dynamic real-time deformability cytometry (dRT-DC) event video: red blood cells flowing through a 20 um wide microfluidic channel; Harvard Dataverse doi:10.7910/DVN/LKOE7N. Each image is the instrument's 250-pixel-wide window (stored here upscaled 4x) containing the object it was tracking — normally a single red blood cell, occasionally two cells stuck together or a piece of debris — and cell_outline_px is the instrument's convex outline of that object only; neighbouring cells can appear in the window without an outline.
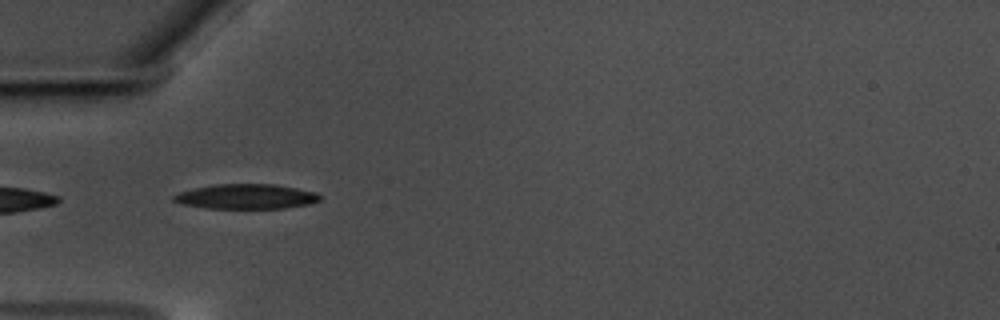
{"species": "common noctule bat (a hibernating species)", "species_latin": "Nyctalus noctula", "temperature_condition": "warm", "stored_images_in_passage": 4, "camera_frame_rate_fps": 3000, "um_per_image_px": 0.085, "animal": {"sex": "male", "body_mass_g": 17.5, "forearm_length_mm": 52.3}, "frame": {"image": 1, "passage_image": 2, "time_ms": 0.333, "image_size_px": [1000, 320], "cell_outline_px": [[320, 200], [308, 204], [284, 208], [204, 208], [180, 204], [172, 200], [172, 196], [180, 192], [192, 188], [216, 184], [276, 184], [316, 192], [320, 196]], "centroid_in_image_um": [20.88, 16.7], "position_along_channel_um": 64.1, "area_um2": 21.21}}